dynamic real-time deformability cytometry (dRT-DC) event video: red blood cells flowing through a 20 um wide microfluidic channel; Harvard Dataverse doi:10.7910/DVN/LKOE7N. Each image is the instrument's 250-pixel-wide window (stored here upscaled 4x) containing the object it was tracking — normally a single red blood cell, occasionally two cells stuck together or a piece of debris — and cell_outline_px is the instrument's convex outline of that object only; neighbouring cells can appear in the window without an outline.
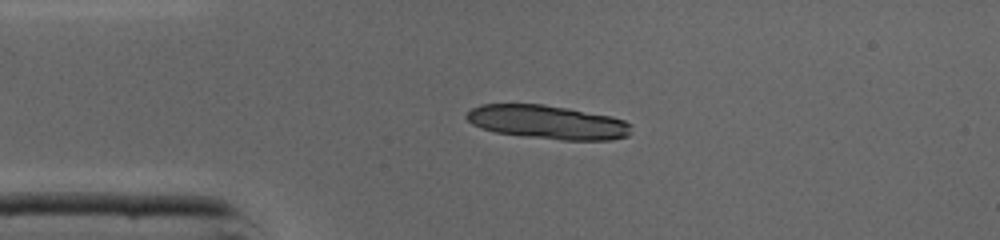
{"species": "common noctule bat (a hibernating species)", "species_latin": "Nyctalus noctula", "temperature_condition": "cold", "stored_images_in_passage": 28, "camera_frame_rate_fps": 3000, "um_per_image_px": 0.085, "animal": {"sex": "male", "body_mass_g": 19.0, "forearm_length_mm": 50.8}, "frame": {"image": 1, "passage_image": 5, "time_ms": 1.333, "image_size_px": [1000, 240], "cell_outline_px": [[632, 124], [628, 136], [612, 140], [560, 140], [496, 132], [480, 128], [472, 124], [464, 116], [472, 108], [480, 104], [544, 104], [568, 108], [612, 116], [624, 120]], "centroid_in_image_um": [46.56, 10.38], "position_along_channel_um": 38.4, "area_um2": 32.48}}